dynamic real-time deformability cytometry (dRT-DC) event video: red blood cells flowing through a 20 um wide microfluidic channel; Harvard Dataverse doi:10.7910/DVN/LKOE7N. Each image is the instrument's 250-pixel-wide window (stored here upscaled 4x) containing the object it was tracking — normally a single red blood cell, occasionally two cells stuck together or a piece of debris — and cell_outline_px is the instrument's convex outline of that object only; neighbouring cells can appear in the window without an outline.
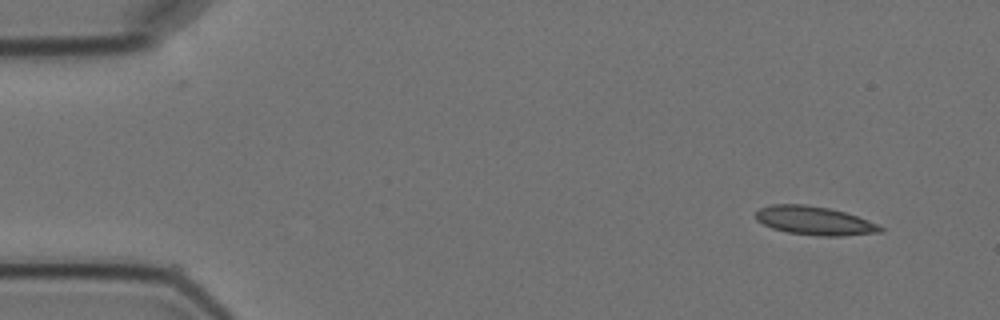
{"species": "Egyptian fruit bat (a non-hibernating species)", "species_latin": "Rousettus aegyptiacus", "temperature_condition": "cold", "stored_images_in_passage": 6, "camera_frame_rate_fps": 3000, "um_per_image_px": 0.085, "animal": {"sex": "female"}, "frame": {"image": 1, "passage_image": 1, "time_ms": 0.0, "image_size_px": [1000, 320], "cell_outline_px": [[884, 232], [840, 236], [820, 236], [788, 232], [772, 228], [756, 220], [756, 212], [760, 208], [772, 204], [808, 204], [828, 208], [844, 212], [868, 220], [884, 228]], "centroid_in_image_um": [69.23, 18.75], "position_along_channel_um": 15.8, "area_um2": 20.69}}
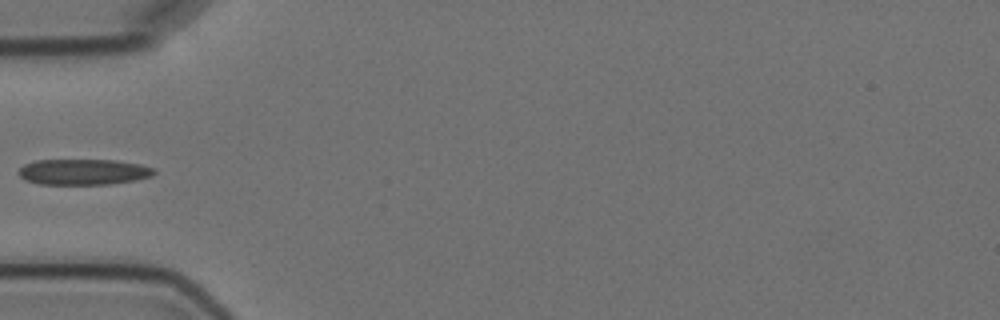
{"frame": {"image": 2, "passage_image": 5, "time_ms": 4.667, "image_size_px": [1000, 320], "cell_outline_px": [[156, 172], [152, 176], [136, 180], [108, 184], [40, 184], [24, 180], [20, 176], [20, 168], [24, 164], [36, 160], [116, 160], [140, 164], [156, 168]], "centroid_in_image_um": [7.13, 14.61], "position_along_channel_um": 77.9, "area_um2": 20.4}}
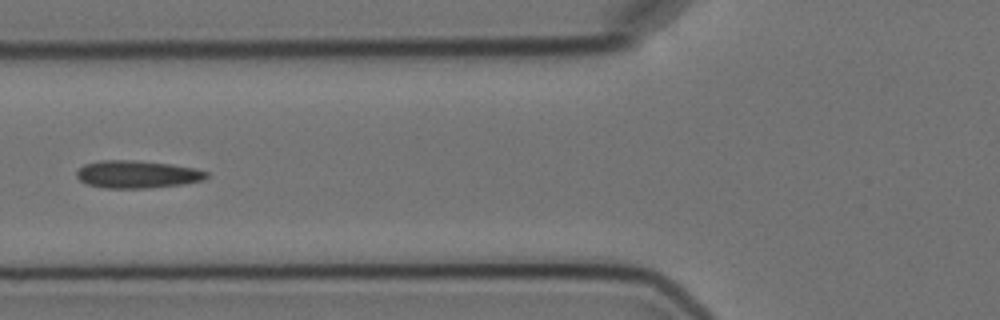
{"frame": {"image": 3, "passage_image": 6, "time_ms": 5.667, "image_size_px": [1000, 320], "cell_outline_px": [[208, 176], [204, 180], [184, 184], [144, 188], [104, 188], [88, 184], [80, 180], [76, 176], [76, 172], [84, 164], [100, 160], [136, 160], [172, 164], [196, 168], [208, 172]], "centroid_in_image_um": [11.68, 14.81], "position_along_channel_um": 114.1, "area_um2": 20.98}}